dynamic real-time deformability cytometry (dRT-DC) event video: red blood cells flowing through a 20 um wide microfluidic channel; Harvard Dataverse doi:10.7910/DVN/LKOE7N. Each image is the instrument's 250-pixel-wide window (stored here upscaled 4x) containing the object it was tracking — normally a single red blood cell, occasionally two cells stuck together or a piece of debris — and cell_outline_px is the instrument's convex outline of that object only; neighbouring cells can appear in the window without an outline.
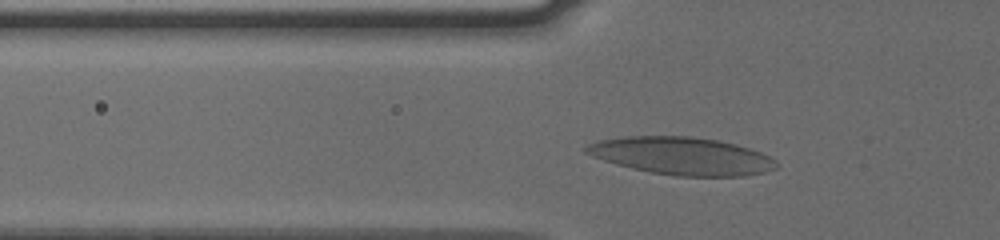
{"species": "human", "species_latin": "Homo sapiens", "temperature_condition": "cold", "stored_images_in_passage": 38, "camera_frame_rate_fps": 3000, "um_per_image_px": 0.085, "donor": {"sex": "male"}, "frame": {"image": 1, "passage_image": 10, "time_ms": 3.0, "image_size_px": [1000, 240], "cell_outline_px": [[780, 164], [776, 168], [764, 172], [744, 176], [676, 176], [652, 172], [632, 168], [616, 164], [592, 156], [584, 152], [584, 148], [588, 144], [600, 140], [624, 136], [688, 136], [720, 140], [736, 144], [760, 152], [776, 160]], "centroid_in_image_um": [57.96, 13.25], "position_along_channel_um": 67.8, "area_um2": 41.67}}
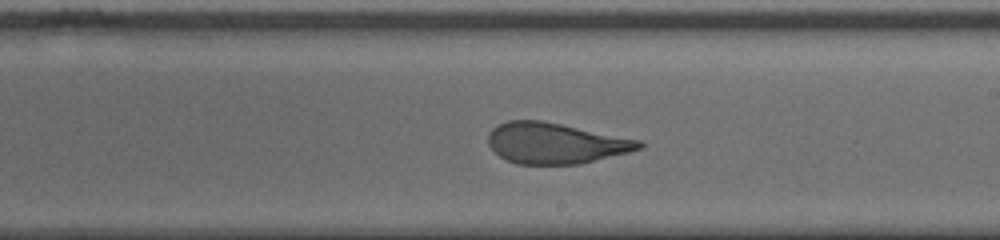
{"frame": {"image": 2, "passage_image": 24, "time_ms": 7.667, "image_size_px": [1000, 240], "cell_outline_px": [[644, 148], [580, 164], [516, 164], [500, 156], [488, 144], [488, 132], [496, 124], [508, 120], [540, 120], [640, 140], [644, 144]], "centroid_in_image_um": [47.18, 12.17], "position_along_channel_um": 241.8, "area_um2": 35.72}}
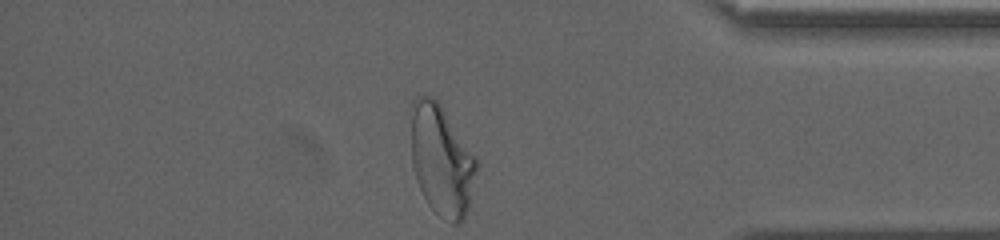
{"frame": {"image": 3, "passage_image": 38, "time_ms": 12.333, "image_size_px": [1000, 240], "cell_outline_px": [[476, 168], [468, 208], [464, 220], [460, 224], [452, 224], [436, 212], [428, 204], [416, 180], [412, 164], [412, 100], [416, 96], [432, 96], [440, 104], [476, 156]], "centroid_in_image_um": [37.52, 13.62], "position_along_channel_um": 397.7, "area_um2": 41.73}, "authors_computed_cell_mechanics": {"area_um2": 38.1769, "velocity_mm_per_s": 3.8029, "shape_relaxation_time_tau1_ms": 8.5216, "shape_relaxation_time_tau2_ms": 1.1193, "deformation_change_tau1": 0.2372, "deformation_change_tau2": 0.0917}}